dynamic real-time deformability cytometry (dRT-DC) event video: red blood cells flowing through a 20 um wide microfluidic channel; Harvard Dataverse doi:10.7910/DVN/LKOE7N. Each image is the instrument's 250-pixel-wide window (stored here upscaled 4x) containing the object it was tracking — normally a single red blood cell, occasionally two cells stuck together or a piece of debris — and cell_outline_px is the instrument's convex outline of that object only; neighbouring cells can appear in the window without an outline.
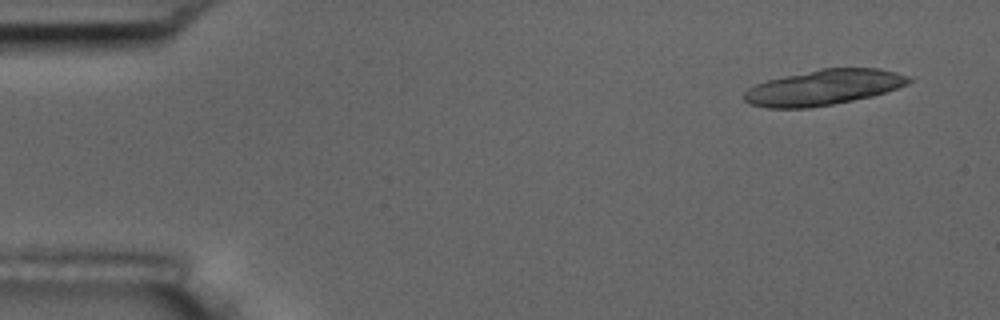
{"species": "common noctule bat (a hibernating species)", "species_latin": "Nyctalus noctula", "temperature_condition": "room temperature", "stored_images_in_passage": 6, "camera_frame_rate_fps": 3000, "um_per_image_px": 0.085, "animal": {"sex": "male", "body_mass_g": 17.5, "forearm_length_mm": 52.3}, "frame": {"image": 1, "passage_image": 1, "time_ms": 0.0, "image_size_px": [1000, 320], "cell_outline_px": [[912, 80], [908, 84], [872, 96], [832, 104], [808, 108], [768, 108], [748, 104], [744, 100], [744, 92], [748, 88], [756, 84], [768, 80], [784, 76], [820, 68], [880, 68], [896, 72], [908, 76]], "centroid_in_image_um": [69.98, 7.43], "position_along_channel_um": 15.0, "area_um2": 33.87}}